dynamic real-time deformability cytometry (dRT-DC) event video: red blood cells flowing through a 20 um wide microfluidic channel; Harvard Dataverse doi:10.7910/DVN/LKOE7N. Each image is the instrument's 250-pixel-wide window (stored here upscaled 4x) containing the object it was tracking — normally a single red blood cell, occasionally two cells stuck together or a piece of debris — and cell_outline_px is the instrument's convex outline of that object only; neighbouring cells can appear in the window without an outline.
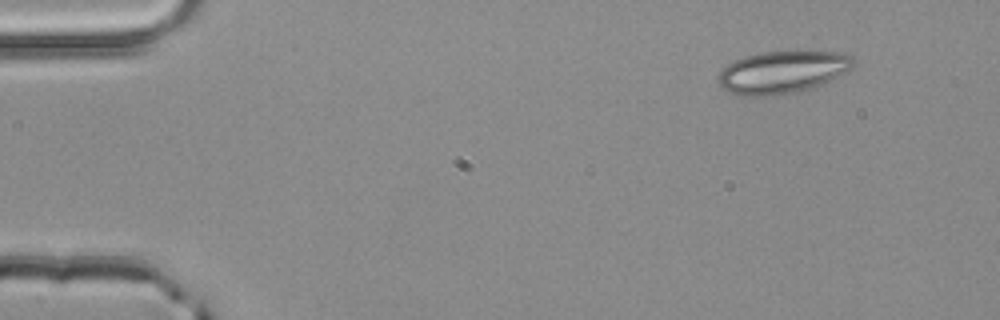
{"species": "common noctule bat (a hibernating species)", "species_latin": "Nyctalus noctula", "temperature_condition": "room temperature", "stored_images_in_passage": 10, "segment_of_instrument_passage": [1, 2], "camera_frame_rate_fps": 3000, "um_per_image_px": 0.085, "animal": {"sex": "male", "body_mass_g": 20.4}, "frame": {"image": 1, "passage_image": 1, "time_ms": 0.0, "image_size_px": [1000, 320], "cell_outline_px": [[856, 64], [852, 68], [812, 88], [792, 92], [764, 96], [744, 96], [728, 92], [720, 84], [720, 72], [728, 64], [744, 56], [760, 52], [796, 48], [844, 52], [852, 56], [856, 60]], "centroid_in_image_um": [66.58, 6.05], "position_along_channel_um": 18.4, "area_um2": 34.04}}